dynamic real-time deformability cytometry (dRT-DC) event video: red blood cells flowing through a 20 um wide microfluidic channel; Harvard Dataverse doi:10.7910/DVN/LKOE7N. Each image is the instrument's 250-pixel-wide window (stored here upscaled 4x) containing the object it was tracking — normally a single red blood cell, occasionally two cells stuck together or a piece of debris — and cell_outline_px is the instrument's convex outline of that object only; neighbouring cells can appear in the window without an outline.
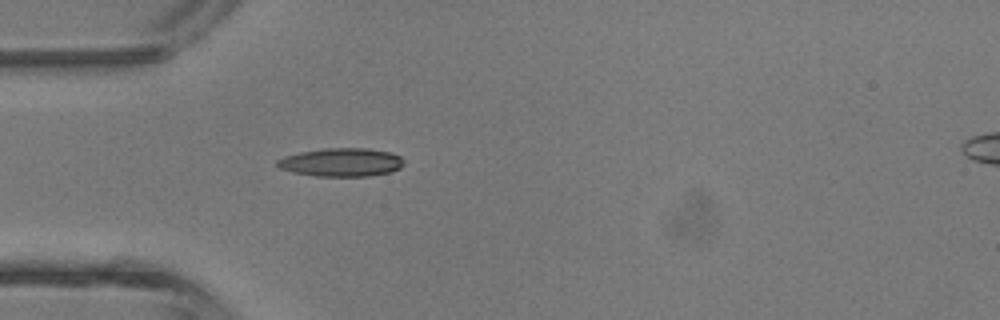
{"species": "common noctule bat (a hibernating species)", "species_latin": "Nyctalus noctula", "temperature_condition": "room temperature", "stored_images_in_passage": 2, "camera_frame_rate_fps": 3000, "um_per_image_px": 0.085, "animal": {"sex": "male", "body_mass_g": 13.3}, "frame": {"image": 1, "passage_image": 1, "time_ms": 0.0, "image_size_px": [1000, 320], "cell_outline_px": [[404, 164], [400, 168], [392, 172], [368, 176], [316, 176], [292, 172], [280, 168], [276, 164], [276, 160], [284, 156], [300, 152], [324, 148], [368, 148], [388, 152], [400, 156], [404, 160]], "centroid_in_image_um": [29.02, 13.79], "position_along_channel_um": 56.0, "area_um2": 21.04}}